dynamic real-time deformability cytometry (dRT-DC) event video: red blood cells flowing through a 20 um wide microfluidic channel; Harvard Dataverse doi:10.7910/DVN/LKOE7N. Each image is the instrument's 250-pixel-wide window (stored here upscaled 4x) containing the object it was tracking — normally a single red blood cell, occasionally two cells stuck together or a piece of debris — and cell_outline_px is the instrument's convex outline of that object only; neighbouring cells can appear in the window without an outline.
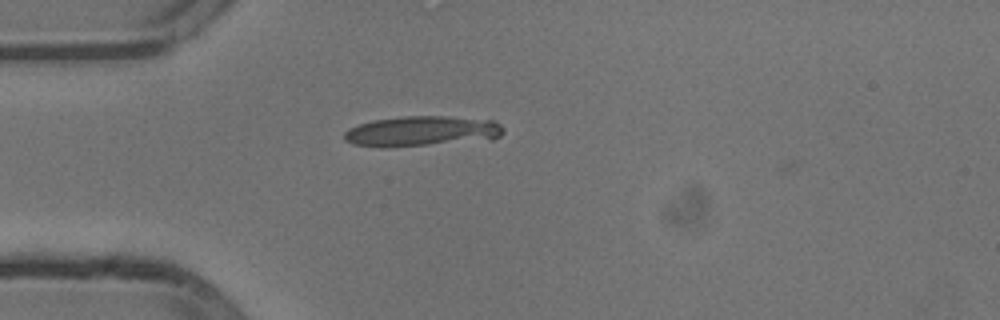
{"species": "common noctule bat (a hibernating species)", "species_latin": "Nyctalus noctula", "temperature_condition": "cold", "stored_images_in_passage": 12, "camera_frame_rate_fps": 3000, "um_per_image_px": 0.085, "animal": {"sex": "male", "body_mass_g": 13.3}, "frame": {"image": 1, "passage_image": 10, "time_ms": 3.0, "image_size_px": [1000, 320], "cell_outline_px": [[504, 132], [500, 136], [492, 140], [428, 144], [352, 144], [344, 140], [344, 132], [348, 128], [372, 120], [404, 116], [444, 116], [492, 120], [500, 124], [504, 128]], "centroid_in_image_um": [35.97, 11.11], "position_along_channel_um": 49.0, "area_um2": 27.11}}